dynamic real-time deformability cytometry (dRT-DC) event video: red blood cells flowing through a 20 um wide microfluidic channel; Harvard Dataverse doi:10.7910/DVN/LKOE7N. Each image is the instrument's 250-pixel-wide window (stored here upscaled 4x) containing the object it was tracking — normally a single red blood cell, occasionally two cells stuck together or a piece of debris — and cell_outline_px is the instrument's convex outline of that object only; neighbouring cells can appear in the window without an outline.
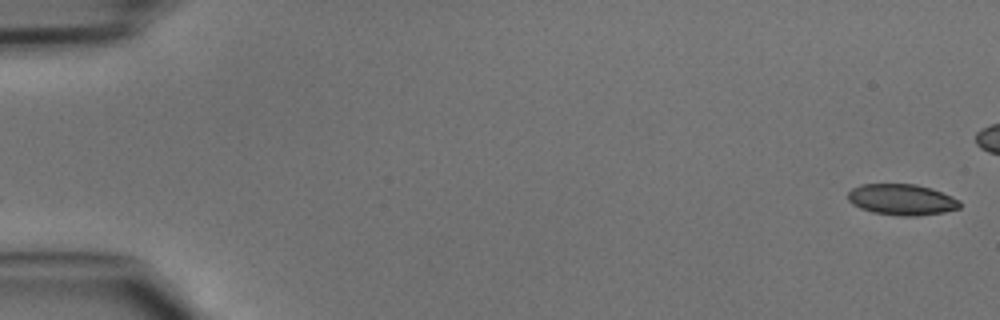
{"species": "common noctule bat (a hibernating species)", "species_latin": "Nyctalus noctula", "temperature_condition": "cold", "stored_images_in_passage": 47, "camera_frame_rate_fps": 3000, "um_per_image_px": 0.085, "animal": {"sex": "male", "body_mass_g": 15.6}, "frame": {"image": 1, "passage_image": 1, "time_ms": 0.0, "image_size_px": [1000, 320], "cell_outline_px": [[960, 208], [944, 212], [916, 216], [900, 216], [872, 212], [860, 208], [852, 204], [848, 200], [848, 192], [852, 188], [860, 184], [916, 184], [932, 188], [952, 196], [960, 200]], "centroid_in_image_um": [76.65, 16.96], "position_along_channel_um": 8.3, "area_um2": 20.4}}
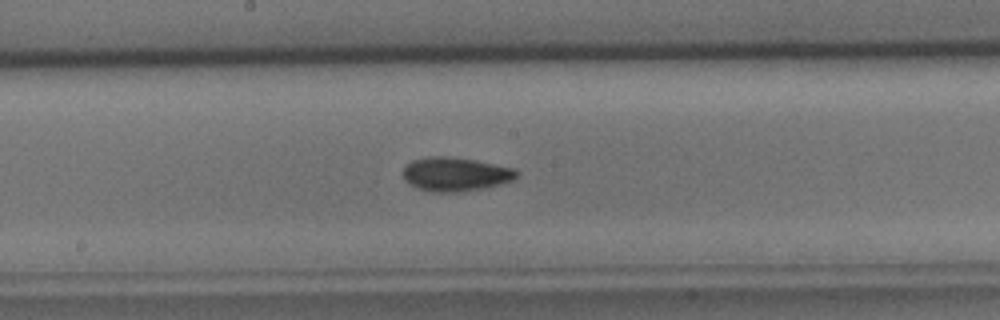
{"frame": {"image": 2, "passage_image": 25, "time_ms": 8.0, "image_size_px": [1000, 320], "cell_outline_px": [[520, 172], [512, 180], [500, 184], [480, 188], [452, 192], [432, 192], [420, 188], [404, 180], [404, 168], [412, 160], [428, 156], [448, 156], [472, 160], [512, 168]], "centroid_in_image_um": [38.69, 14.79], "position_along_channel_um": 209.5, "area_um2": 21.85}}
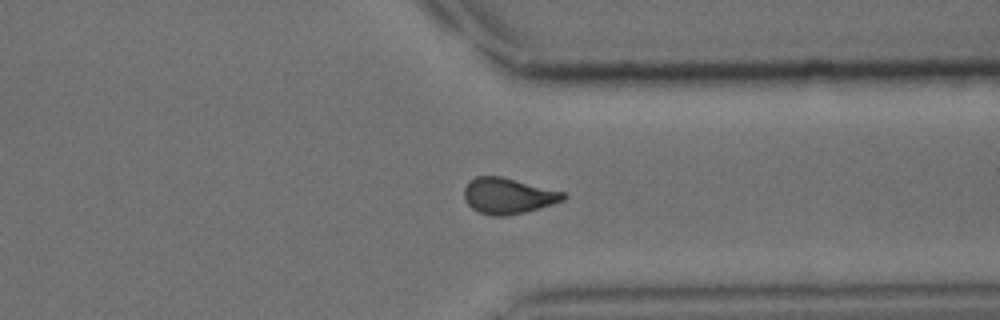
{"frame": {"image": 3, "passage_image": 36, "time_ms": 11.667, "image_size_px": [1000, 320], "cell_outline_px": [[568, 196], [564, 200], [552, 204], [524, 212], [500, 216], [492, 216], [480, 212], [472, 208], [464, 200], [464, 188], [468, 180], [476, 176], [500, 176], [564, 192]], "centroid_in_image_um": [43.15, 16.63], "position_along_channel_um": 368.2, "area_um2": 20.58}}